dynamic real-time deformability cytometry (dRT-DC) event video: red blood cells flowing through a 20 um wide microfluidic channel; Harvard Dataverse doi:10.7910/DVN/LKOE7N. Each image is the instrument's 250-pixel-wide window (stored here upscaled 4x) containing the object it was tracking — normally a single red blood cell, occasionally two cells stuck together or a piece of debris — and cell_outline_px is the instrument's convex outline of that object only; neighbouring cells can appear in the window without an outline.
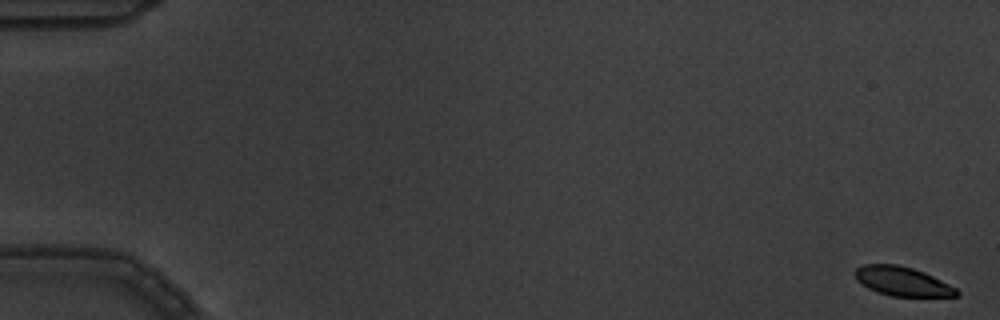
{"species": "common noctule bat (a hibernating species)", "species_latin": "Nyctalus noctula", "temperature_condition": "warm", "stored_images_in_passage": 6, "camera_frame_rate_fps": 3000, "um_per_image_px": 0.085, "animal": {"sex": "male", "body_mass_g": 19.5, "forearm_length_mm": 54.6}, "frame": {"image": 1, "passage_image": 1, "time_ms": 0.0, "image_size_px": [1000, 320], "cell_outline_px": [[960, 292], [956, 296], [888, 296], [876, 292], [868, 288], [856, 280], [852, 272], [856, 268], [864, 264], [896, 264], [912, 268], [924, 272], [956, 288]], "centroid_in_image_um": [76.63, 23.91], "position_along_channel_um": 8.4, "area_um2": 17.28}}
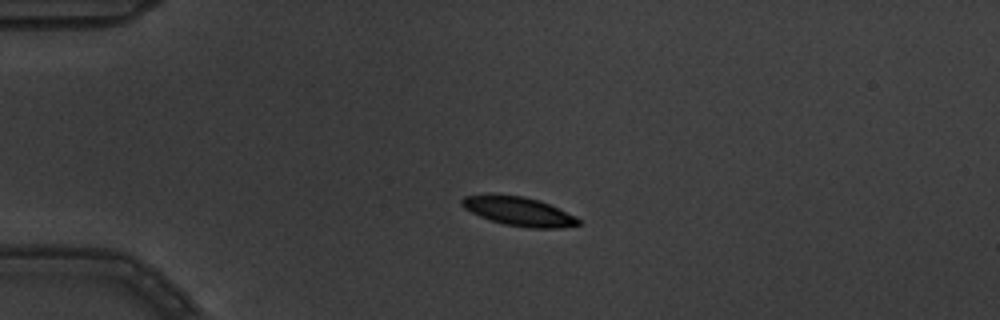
{"frame": {"image": 2, "passage_image": 5, "time_ms": 1.333, "image_size_px": [1000, 320], "cell_outline_px": [[580, 224], [560, 228], [528, 228], [504, 224], [480, 216], [464, 208], [460, 204], [460, 200], [464, 196], [488, 192], [524, 196], [540, 200], [576, 216], [580, 220]], "centroid_in_image_um": [44.05, 17.93], "position_along_channel_um": 41.0, "area_um2": 20.06}}